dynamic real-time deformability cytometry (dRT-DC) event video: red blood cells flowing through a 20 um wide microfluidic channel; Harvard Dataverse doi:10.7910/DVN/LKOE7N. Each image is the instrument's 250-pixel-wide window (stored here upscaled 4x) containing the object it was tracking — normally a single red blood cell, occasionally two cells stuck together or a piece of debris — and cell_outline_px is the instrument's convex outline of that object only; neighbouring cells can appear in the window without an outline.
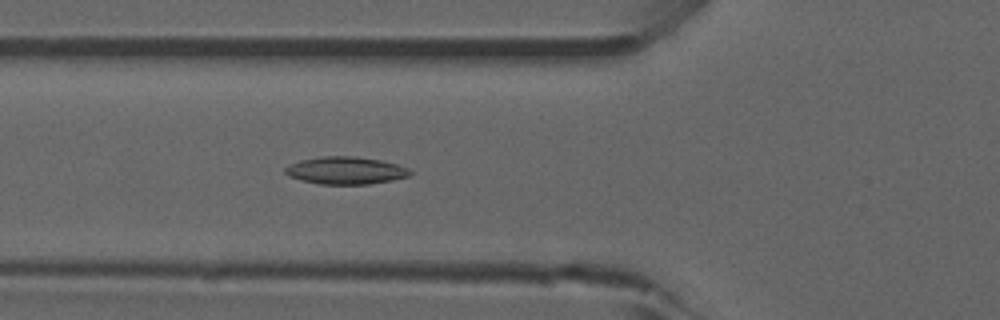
{"species": "common noctule bat (a hibernating species)", "species_latin": "Nyctalus noctula", "temperature_condition": "room temperature", "stored_images_in_passage": 41, "camera_frame_rate_fps": 3000, "um_per_image_px": 0.085, "animal": {"sex": "male", "forearm_length_mm": 52.5}, "frame": {"image": 1, "passage_image": 7, "time_ms": 2.0, "image_size_px": [1000, 320], "cell_outline_px": [[412, 172], [408, 176], [392, 180], [368, 184], [320, 184], [300, 180], [288, 176], [284, 172], [284, 168], [300, 160], [324, 156], [356, 156], [380, 160], [396, 164], [408, 168]], "centroid_in_image_um": [29.36, 14.49], "position_along_channel_um": 96.4, "area_um2": 19.88}, "authors_computed_cell_mechanics": {"area_um2": 18.6116, "velocity_mm_per_s": 3.8713, "shape_relaxation_time_tau1_ms": 7.4155, "shape_relaxation_time_tau2_ms": 3.9318, "deformation_change_tau1": 0.1781, "deformation_change_tau2": 0.1011}}